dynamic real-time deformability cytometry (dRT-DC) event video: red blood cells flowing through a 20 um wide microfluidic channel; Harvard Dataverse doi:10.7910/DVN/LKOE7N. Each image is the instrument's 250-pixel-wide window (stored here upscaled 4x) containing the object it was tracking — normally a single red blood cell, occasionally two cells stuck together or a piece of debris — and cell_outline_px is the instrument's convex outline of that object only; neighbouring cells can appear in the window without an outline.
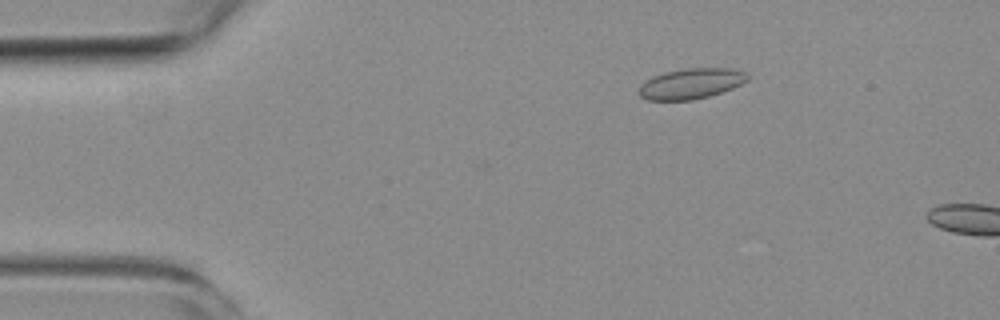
{"species": "common noctule bat (a hibernating species)", "species_latin": "Nyctalus noctula", "temperature_condition": "room temperature", "stored_images_in_passage": 4, "camera_frame_rate_fps": 3000, "um_per_image_px": 0.085, "animal": {"sex": "female", "body_mass_g": 19.3, "forearm_length_mm": 54.1}, "frame": {"image": 1, "passage_image": 3, "time_ms": 2.333, "image_size_px": [1000, 320], "cell_outline_px": [[748, 80], [732, 88], [708, 96], [692, 100], [648, 100], [640, 96], [636, 92], [640, 84], [644, 80], [652, 76], [664, 72], [684, 68], [732, 68], [744, 72], [748, 76]], "centroid_in_image_um": [58.67, 7.1], "position_along_channel_um": 26.3, "area_um2": 19.42}}